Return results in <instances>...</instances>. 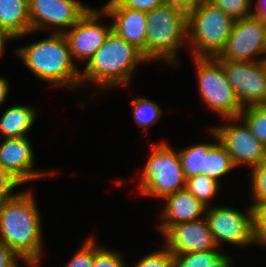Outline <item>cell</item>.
Wrapping results in <instances>:
<instances>
[{
	"instance_id": "cell-1",
	"label": "cell",
	"mask_w": 266,
	"mask_h": 267,
	"mask_svg": "<svg viewBox=\"0 0 266 267\" xmlns=\"http://www.w3.org/2000/svg\"><path fill=\"white\" fill-rule=\"evenodd\" d=\"M40 213L32 192L24 191L0 206V242L29 267H39L42 255Z\"/></svg>"
},
{
	"instance_id": "cell-2",
	"label": "cell",
	"mask_w": 266,
	"mask_h": 267,
	"mask_svg": "<svg viewBox=\"0 0 266 267\" xmlns=\"http://www.w3.org/2000/svg\"><path fill=\"white\" fill-rule=\"evenodd\" d=\"M148 61L142 51L111 32L80 72V83L92 81L102 89L129 83L132 72L141 62ZM84 81V82H83Z\"/></svg>"
},
{
	"instance_id": "cell-3",
	"label": "cell",
	"mask_w": 266,
	"mask_h": 267,
	"mask_svg": "<svg viewBox=\"0 0 266 267\" xmlns=\"http://www.w3.org/2000/svg\"><path fill=\"white\" fill-rule=\"evenodd\" d=\"M25 65L34 75L54 87L65 85L68 88L80 83V71L70 53L69 44L63 33L54 32L51 36L16 50Z\"/></svg>"
},
{
	"instance_id": "cell-4",
	"label": "cell",
	"mask_w": 266,
	"mask_h": 267,
	"mask_svg": "<svg viewBox=\"0 0 266 267\" xmlns=\"http://www.w3.org/2000/svg\"><path fill=\"white\" fill-rule=\"evenodd\" d=\"M146 47L142 51L149 60H164L179 65L177 53L188 40V15L182 10L163 5L146 12Z\"/></svg>"
},
{
	"instance_id": "cell-5",
	"label": "cell",
	"mask_w": 266,
	"mask_h": 267,
	"mask_svg": "<svg viewBox=\"0 0 266 267\" xmlns=\"http://www.w3.org/2000/svg\"><path fill=\"white\" fill-rule=\"evenodd\" d=\"M235 20L217 6L201 0L188 14V41L194 57H217L224 49Z\"/></svg>"
},
{
	"instance_id": "cell-6",
	"label": "cell",
	"mask_w": 266,
	"mask_h": 267,
	"mask_svg": "<svg viewBox=\"0 0 266 267\" xmlns=\"http://www.w3.org/2000/svg\"><path fill=\"white\" fill-rule=\"evenodd\" d=\"M140 177V193L161 197L184 190L186 178L182 169L180 157L177 151L167 143L155 145Z\"/></svg>"
},
{
	"instance_id": "cell-7",
	"label": "cell",
	"mask_w": 266,
	"mask_h": 267,
	"mask_svg": "<svg viewBox=\"0 0 266 267\" xmlns=\"http://www.w3.org/2000/svg\"><path fill=\"white\" fill-rule=\"evenodd\" d=\"M194 61L204 103L223 119L239 117L243 107L227 80L222 64L214 57H194Z\"/></svg>"
},
{
	"instance_id": "cell-8",
	"label": "cell",
	"mask_w": 266,
	"mask_h": 267,
	"mask_svg": "<svg viewBox=\"0 0 266 267\" xmlns=\"http://www.w3.org/2000/svg\"><path fill=\"white\" fill-rule=\"evenodd\" d=\"M243 108L266 104V60H218Z\"/></svg>"
},
{
	"instance_id": "cell-9",
	"label": "cell",
	"mask_w": 266,
	"mask_h": 267,
	"mask_svg": "<svg viewBox=\"0 0 266 267\" xmlns=\"http://www.w3.org/2000/svg\"><path fill=\"white\" fill-rule=\"evenodd\" d=\"M205 218L217 247L222 242L247 246L254 244L253 209L246 213L230 207H207Z\"/></svg>"
},
{
	"instance_id": "cell-10",
	"label": "cell",
	"mask_w": 266,
	"mask_h": 267,
	"mask_svg": "<svg viewBox=\"0 0 266 267\" xmlns=\"http://www.w3.org/2000/svg\"><path fill=\"white\" fill-rule=\"evenodd\" d=\"M266 54V24L250 16L236 20L224 49L215 57L224 61H261L255 58Z\"/></svg>"
},
{
	"instance_id": "cell-11",
	"label": "cell",
	"mask_w": 266,
	"mask_h": 267,
	"mask_svg": "<svg viewBox=\"0 0 266 267\" xmlns=\"http://www.w3.org/2000/svg\"><path fill=\"white\" fill-rule=\"evenodd\" d=\"M225 119L231 123L211 129L230 154L234 167L243 163L255 167L265 157L266 147L252 134L244 121H242L243 125L234 122L240 120L239 117Z\"/></svg>"
},
{
	"instance_id": "cell-12",
	"label": "cell",
	"mask_w": 266,
	"mask_h": 267,
	"mask_svg": "<svg viewBox=\"0 0 266 267\" xmlns=\"http://www.w3.org/2000/svg\"><path fill=\"white\" fill-rule=\"evenodd\" d=\"M28 5L31 33L50 25L56 26L55 32L64 33L90 9L77 0H28Z\"/></svg>"
},
{
	"instance_id": "cell-13",
	"label": "cell",
	"mask_w": 266,
	"mask_h": 267,
	"mask_svg": "<svg viewBox=\"0 0 266 267\" xmlns=\"http://www.w3.org/2000/svg\"><path fill=\"white\" fill-rule=\"evenodd\" d=\"M102 15H105L103 9L98 11L90 8L71 29L64 31L73 61L74 58L88 61L111 32L112 23L108 27L99 24Z\"/></svg>"
},
{
	"instance_id": "cell-14",
	"label": "cell",
	"mask_w": 266,
	"mask_h": 267,
	"mask_svg": "<svg viewBox=\"0 0 266 267\" xmlns=\"http://www.w3.org/2000/svg\"><path fill=\"white\" fill-rule=\"evenodd\" d=\"M172 255L206 252L217 248L206 218L171 226L164 234Z\"/></svg>"
},
{
	"instance_id": "cell-15",
	"label": "cell",
	"mask_w": 266,
	"mask_h": 267,
	"mask_svg": "<svg viewBox=\"0 0 266 267\" xmlns=\"http://www.w3.org/2000/svg\"><path fill=\"white\" fill-rule=\"evenodd\" d=\"M28 137L4 138L0 145V167L11 173L22 184L51 173L33 169L34 154Z\"/></svg>"
},
{
	"instance_id": "cell-16",
	"label": "cell",
	"mask_w": 266,
	"mask_h": 267,
	"mask_svg": "<svg viewBox=\"0 0 266 267\" xmlns=\"http://www.w3.org/2000/svg\"><path fill=\"white\" fill-rule=\"evenodd\" d=\"M104 5L105 15L113 18L112 30L143 51L146 47V12L122 7L116 0Z\"/></svg>"
},
{
	"instance_id": "cell-17",
	"label": "cell",
	"mask_w": 266,
	"mask_h": 267,
	"mask_svg": "<svg viewBox=\"0 0 266 267\" xmlns=\"http://www.w3.org/2000/svg\"><path fill=\"white\" fill-rule=\"evenodd\" d=\"M167 201L162 212L161 233H165L171 226L184 222L194 221L205 216L207 206L195 198L186 189L164 197Z\"/></svg>"
},
{
	"instance_id": "cell-18",
	"label": "cell",
	"mask_w": 266,
	"mask_h": 267,
	"mask_svg": "<svg viewBox=\"0 0 266 267\" xmlns=\"http://www.w3.org/2000/svg\"><path fill=\"white\" fill-rule=\"evenodd\" d=\"M0 23L16 39L30 34L28 0H0Z\"/></svg>"
},
{
	"instance_id": "cell-19",
	"label": "cell",
	"mask_w": 266,
	"mask_h": 267,
	"mask_svg": "<svg viewBox=\"0 0 266 267\" xmlns=\"http://www.w3.org/2000/svg\"><path fill=\"white\" fill-rule=\"evenodd\" d=\"M34 108L24 105L12 106L0 118V135L3 138H25L36 117Z\"/></svg>"
},
{
	"instance_id": "cell-20",
	"label": "cell",
	"mask_w": 266,
	"mask_h": 267,
	"mask_svg": "<svg viewBox=\"0 0 266 267\" xmlns=\"http://www.w3.org/2000/svg\"><path fill=\"white\" fill-rule=\"evenodd\" d=\"M216 143L197 144L178 151L185 178L205 175V163L208 151Z\"/></svg>"
},
{
	"instance_id": "cell-21",
	"label": "cell",
	"mask_w": 266,
	"mask_h": 267,
	"mask_svg": "<svg viewBox=\"0 0 266 267\" xmlns=\"http://www.w3.org/2000/svg\"><path fill=\"white\" fill-rule=\"evenodd\" d=\"M211 134L217 143L208 151L205 163V175L220 183V177L230 172L234 165L230 154L224 149L219 142L217 134L211 129Z\"/></svg>"
},
{
	"instance_id": "cell-22",
	"label": "cell",
	"mask_w": 266,
	"mask_h": 267,
	"mask_svg": "<svg viewBox=\"0 0 266 267\" xmlns=\"http://www.w3.org/2000/svg\"><path fill=\"white\" fill-rule=\"evenodd\" d=\"M219 188V182L204 174L186 179L185 189L207 207H209L210 200L218 193Z\"/></svg>"
},
{
	"instance_id": "cell-23",
	"label": "cell",
	"mask_w": 266,
	"mask_h": 267,
	"mask_svg": "<svg viewBox=\"0 0 266 267\" xmlns=\"http://www.w3.org/2000/svg\"><path fill=\"white\" fill-rule=\"evenodd\" d=\"M252 134L266 147V104L243 108L239 114Z\"/></svg>"
},
{
	"instance_id": "cell-24",
	"label": "cell",
	"mask_w": 266,
	"mask_h": 267,
	"mask_svg": "<svg viewBox=\"0 0 266 267\" xmlns=\"http://www.w3.org/2000/svg\"><path fill=\"white\" fill-rule=\"evenodd\" d=\"M132 109L134 119L142 129H147L150 125L155 124L162 114L159 105L147 98H134Z\"/></svg>"
},
{
	"instance_id": "cell-25",
	"label": "cell",
	"mask_w": 266,
	"mask_h": 267,
	"mask_svg": "<svg viewBox=\"0 0 266 267\" xmlns=\"http://www.w3.org/2000/svg\"><path fill=\"white\" fill-rule=\"evenodd\" d=\"M223 253L217 249L174 256V267H210Z\"/></svg>"
},
{
	"instance_id": "cell-26",
	"label": "cell",
	"mask_w": 266,
	"mask_h": 267,
	"mask_svg": "<svg viewBox=\"0 0 266 267\" xmlns=\"http://www.w3.org/2000/svg\"><path fill=\"white\" fill-rule=\"evenodd\" d=\"M210 4L217 6L228 16L236 20H241L252 16V0H205Z\"/></svg>"
},
{
	"instance_id": "cell-27",
	"label": "cell",
	"mask_w": 266,
	"mask_h": 267,
	"mask_svg": "<svg viewBox=\"0 0 266 267\" xmlns=\"http://www.w3.org/2000/svg\"><path fill=\"white\" fill-rule=\"evenodd\" d=\"M93 239V264L92 267H126L123 258L117 251L96 246ZM122 258V259H121Z\"/></svg>"
},
{
	"instance_id": "cell-28",
	"label": "cell",
	"mask_w": 266,
	"mask_h": 267,
	"mask_svg": "<svg viewBox=\"0 0 266 267\" xmlns=\"http://www.w3.org/2000/svg\"><path fill=\"white\" fill-rule=\"evenodd\" d=\"M251 187L253 192L254 204L266 200V155L252 168Z\"/></svg>"
},
{
	"instance_id": "cell-29",
	"label": "cell",
	"mask_w": 266,
	"mask_h": 267,
	"mask_svg": "<svg viewBox=\"0 0 266 267\" xmlns=\"http://www.w3.org/2000/svg\"><path fill=\"white\" fill-rule=\"evenodd\" d=\"M251 206L253 209L254 241L266 246V200Z\"/></svg>"
},
{
	"instance_id": "cell-30",
	"label": "cell",
	"mask_w": 266,
	"mask_h": 267,
	"mask_svg": "<svg viewBox=\"0 0 266 267\" xmlns=\"http://www.w3.org/2000/svg\"><path fill=\"white\" fill-rule=\"evenodd\" d=\"M163 249L142 257L134 267H174V256L165 245Z\"/></svg>"
},
{
	"instance_id": "cell-31",
	"label": "cell",
	"mask_w": 266,
	"mask_h": 267,
	"mask_svg": "<svg viewBox=\"0 0 266 267\" xmlns=\"http://www.w3.org/2000/svg\"><path fill=\"white\" fill-rule=\"evenodd\" d=\"M93 264V238L84 240L82 247L69 260L65 267H92Z\"/></svg>"
},
{
	"instance_id": "cell-32",
	"label": "cell",
	"mask_w": 266,
	"mask_h": 267,
	"mask_svg": "<svg viewBox=\"0 0 266 267\" xmlns=\"http://www.w3.org/2000/svg\"><path fill=\"white\" fill-rule=\"evenodd\" d=\"M21 184L11 173L0 167V206L17 195L11 193L12 189L19 187Z\"/></svg>"
},
{
	"instance_id": "cell-33",
	"label": "cell",
	"mask_w": 266,
	"mask_h": 267,
	"mask_svg": "<svg viewBox=\"0 0 266 267\" xmlns=\"http://www.w3.org/2000/svg\"><path fill=\"white\" fill-rule=\"evenodd\" d=\"M122 7L148 12L165 5V0H116Z\"/></svg>"
},
{
	"instance_id": "cell-34",
	"label": "cell",
	"mask_w": 266,
	"mask_h": 267,
	"mask_svg": "<svg viewBox=\"0 0 266 267\" xmlns=\"http://www.w3.org/2000/svg\"><path fill=\"white\" fill-rule=\"evenodd\" d=\"M19 257L0 242V267H17Z\"/></svg>"
},
{
	"instance_id": "cell-35",
	"label": "cell",
	"mask_w": 266,
	"mask_h": 267,
	"mask_svg": "<svg viewBox=\"0 0 266 267\" xmlns=\"http://www.w3.org/2000/svg\"><path fill=\"white\" fill-rule=\"evenodd\" d=\"M201 0H165V5H169L170 7H175L187 15L198 6Z\"/></svg>"
},
{
	"instance_id": "cell-36",
	"label": "cell",
	"mask_w": 266,
	"mask_h": 267,
	"mask_svg": "<svg viewBox=\"0 0 266 267\" xmlns=\"http://www.w3.org/2000/svg\"><path fill=\"white\" fill-rule=\"evenodd\" d=\"M252 16L262 20L266 24V0H258L256 11L252 12Z\"/></svg>"
},
{
	"instance_id": "cell-37",
	"label": "cell",
	"mask_w": 266,
	"mask_h": 267,
	"mask_svg": "<svg viewBox=\"0 0 266 267\" xmlns=\"http://www.w3.org/2000/svg\"><path fill=\"white\" fill-rule=\"evenodd\" d=\"M16 37L11 34L6 28L2 26L0 23V56H2V52L4 51L5 42L9 39H15Z\"/></svg>"
},
{
	"instance_id": "cell-38",
	"label": "cell",
	"mask_w": 266,
	"mask_h": 267,
	"mask_svg": "<svg viewBox=\"0 0 266 267\" xmlns=\"http://www.w3.org/2000/svg\"><path fill=\"white\" fill-rule=\"evenodd\" d=\"M232 263L231 259L223 253L210 267H231Z\"/></svg>"
},
{
	"instance_id": "cell-39",
	"label": "cell",
	"mask_w": 266,
	"mask_h": 267,
	"mask_svg": "<svg viewBox=\"0 0 266 267\" xmlns=\"http://www.w3.org/2000/svg\"><path fill=\"white\" fill-rule=\"evenodd\" d=\"M9 91L8 81L0 77V105L5 101Z\"/></svg>"
}]
</instances>
